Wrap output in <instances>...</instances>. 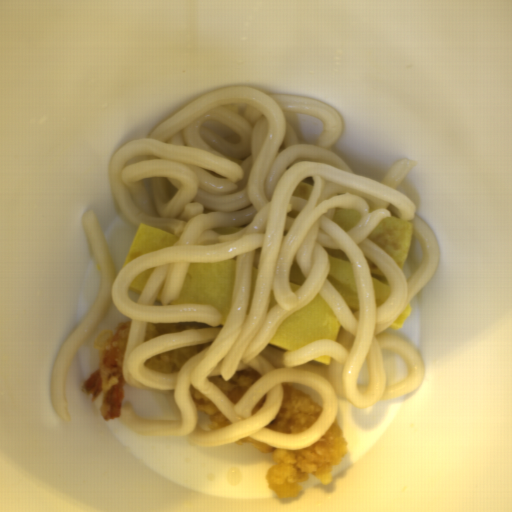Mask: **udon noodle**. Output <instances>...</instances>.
<instances>
[{
    "label": "udon noodle",
    "instance_id": "obj_1",
    "mask_svg": "<svg viewBox=\"0 0 512 512\" xmlns=\"http://www.w3.org/2000/svg\"><path fill=\"white\" fill-rule=\"evenodd\" d=\"M288 111L321 119L324 130L316 143L296 136L286 119ZM343 131L341 116L321 100L234 85L201 95L147 138L131 140L117 149L109 174L124 218L136 227L144 223L176 233L178 239L117 271L96 214L93 210L82 214V227L103 279L91 308L67 336L51 369L49 393L62 420L71 423L64 391L68 369L111 305L131 320L122 360L124 387L128 383L136 389L161 391L176 416L163 422L147 420L126 402L119 419L135 434L189 437L200 447L235 444L251 437L296 451L327 433L337 419L340 399L367 408L422 387L425 362L411 343L389 329L439 262V242L433 230L418 216L417 205L399 189L417 163L401 158L381 181L356 174L335 150ZM300 181L314 185L309 201L291 197ZM338 207L360 211L362 216L351 231L345 233L332 220ZM391 216L412 224V245L403 270L367 237ZM324 248L342 249L349 256L359 293V322L326 279L330 261ZM294 255L307 278L297 293L289 288ZM234 256V293L224 326H220L218 310L211 306L169 305L182 289L189 264ZM365 256L390 282L391 296L381 307L375 305ZM252 266L258 272L246 315ZM151 268L137 303L133 302L127 295L129 285ZM164 281L163 304L155 306V295ZM271 289L277 306L268 313ZM317 293L341 321L336 342L319 340L291 351L268 344L280 323ZM192 321L211 327L143 342L146 322ZM211 341L177 373L144 367L151 356ZM384 350L406 359L410 370L403 383L385 384ZM322 355L343 363V393L327 378L299 368ZM246 368L262 376L235 405L207 380L209 375H222L229 381ZM284 382L306 390L323 407L320 418L303 433L264 428L280 409ZM190 384L220 409L231 426L208 429L207 414L197 411L192 402ZM264 394V407L251 416Z\"/></svg>",
    "mask_w": 512,
    "mask_h": 512
}]
</instances>
